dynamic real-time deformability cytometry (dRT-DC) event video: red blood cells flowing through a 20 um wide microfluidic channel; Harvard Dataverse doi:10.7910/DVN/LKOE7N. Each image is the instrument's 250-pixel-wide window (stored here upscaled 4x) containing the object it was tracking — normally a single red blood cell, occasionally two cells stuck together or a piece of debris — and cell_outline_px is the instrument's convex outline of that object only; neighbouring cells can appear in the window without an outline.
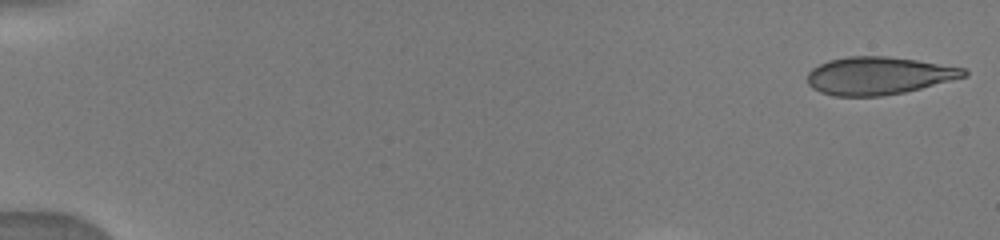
{"species": "human", "species_latin": "Homo sapiens", "temperature_condition": "warm", "stored_images_in_passage": 36, "camera_frame_rate_fps": 3000, "um_per_image_px": 0.085, "donor": {"sex": "male"}, "frame": {"image": 1, "passage_image": 1, "time_ms": 0.0, "image_size_px": [1000, 240], "cell_outline_px": [[968, 76], [904, 92], [880, 96], [836, 96], [820, 92], [812, 88], [808, 84], [808, 72], [812, 68], [828, 60], [848, 56], [888, 56], [916, 60], [964, 68], [968, 72]], "centroid_in_image_um": [74.66, 6.43], "position_along_channel_um": 10.3, "area_um2": 34.28}}
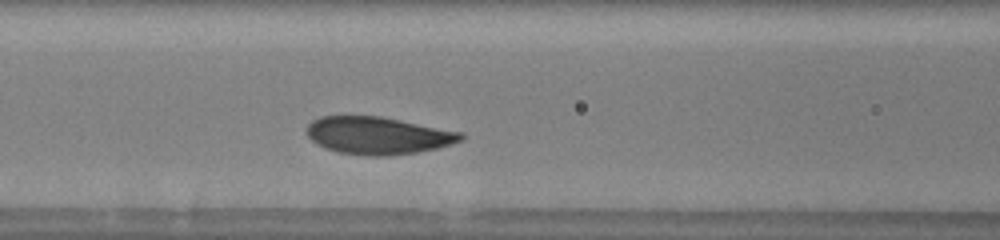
{"frame": {"image": 2, "passage_image": 15, "time_ms": 5.333, "image_size_px": [1000, 240], "cell_outline_px": [[464, 140], [436, 148], [416, 152], [388, 156], [368, 156], [336, 152], [324, 148], [316, 144], [308, 136], [308, 124], [312, 120], [320, 116], [380, 116], [464, 132]], "centroid_in_image_um": [32.13, 11.52], "position_along_channel_um": 134.5, "area_um2": 33.76}}
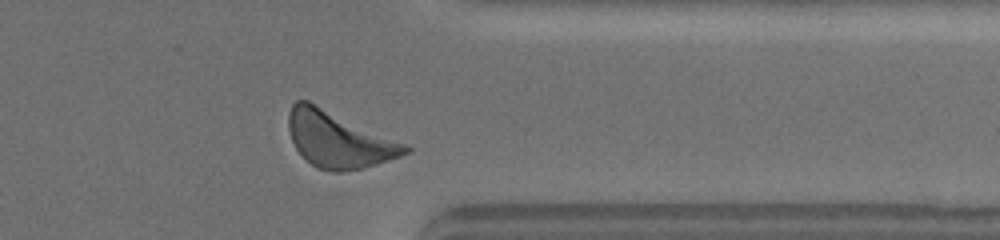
{"frame": {"image": 3, "passage_image": 33, "time_ms": 11.667, "image_size_px": [1000, 240], "cell_outline_px": [[412, 152], [364, 168], [340, 172], [336, 172], [316, 168], [296, 148], [292, 140], [288, 128], [288, 112], [292, 104], [296, 100], [308, 100], [404, 144], [412, 148]], "centroid_in_image_um": [28.75, 11.86], "position_along_channel_um": 382.7, "area_um2": 37.57}}